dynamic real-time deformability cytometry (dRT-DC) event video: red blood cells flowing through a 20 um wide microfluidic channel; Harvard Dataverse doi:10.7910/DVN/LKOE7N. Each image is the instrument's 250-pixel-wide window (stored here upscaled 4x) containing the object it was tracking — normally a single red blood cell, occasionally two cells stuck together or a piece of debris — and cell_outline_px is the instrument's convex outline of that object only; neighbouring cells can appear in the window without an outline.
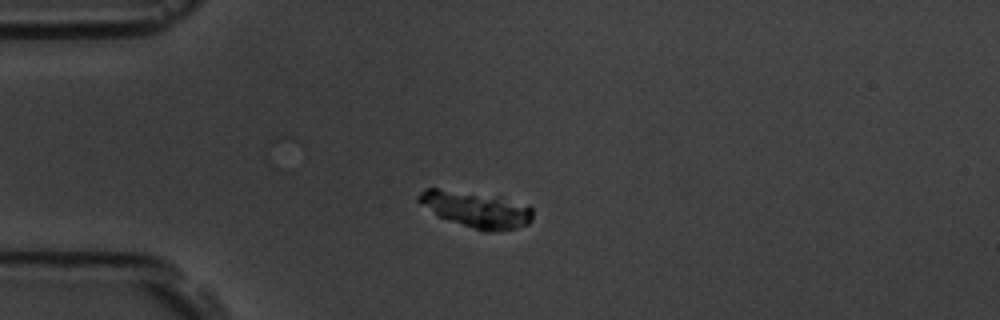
{"species": "common noctule bat (a hibernating species)", "species_latin": "Nyctalus noctula", "temperature_condition": "room temperature", "stored_images_in_passage": 33, "camera_frame_rate_fps": 3000, "um_per_image_px": 0.085, "animal": {"sex": "male", "body_mass_g": 19.5, "forearm_length_mm": 54.6}, "frame": {"image": 1, "passage_image": 1, "time_ms": 0.0, "image_size_px": [1000, 320], "cell_outline_px": [[532, 220], [528, 224], [516, 228], [488, 232], [484, 232], [440, 216], [420, 204], [416, 200], [416, 196], [424, 188], [436, 188], [528, 204], [532, 208]], "centroid_in_image_um": [40.46, 17.83], "position_along_channel_um": 44.5, "area_um2": 23.0}}
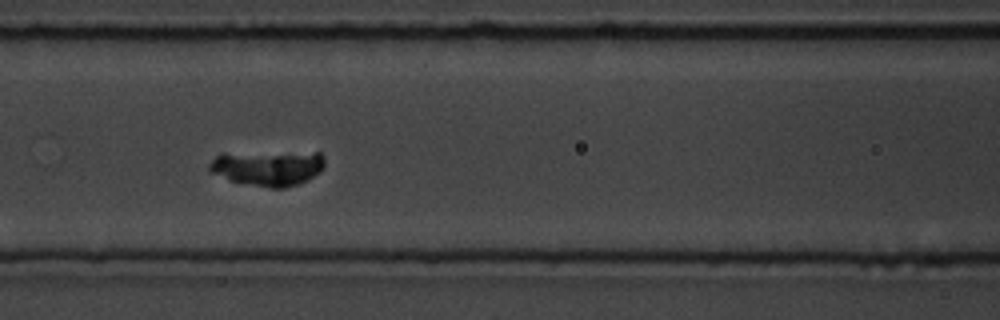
{"frame": {"image": 2, "passage_image": 11, "time_ms": 3.333, "image_size_px": [1000, 320], "cell_outline_px": [[324, 168], [320, 172], [308, 180], [284, 188], [272, 188], [228, 180], [208, 172], [208, 164], [220, 152], [320, 152], [324, 156]], "centroid_in_image_um": [22.74, 14.24], "position_along_channel_um": 143.9, "area_um2": 24.33}}
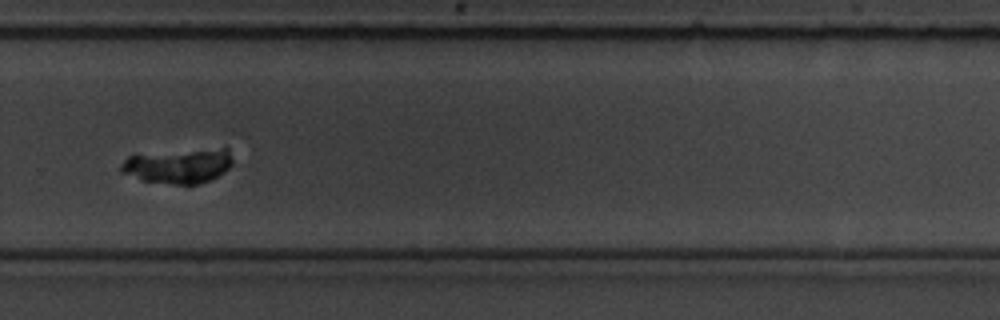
{"frame": {"image": 3, "passage_image": 25, "time_ms": 8.0, "image_size_px": [1000, 320], "cell_outline_px": [[232, 164], [224, 172], [208, 180], [196, 184], [172, 184], [140, 180], [120, 172], [120, 164], [128, 156], [220, 148], [228, 148], [232, 160]], "centroid_in_image_um": [15.15, 14.12], "position_along_channel_um": 314.7, "area_um2": 21.96}}